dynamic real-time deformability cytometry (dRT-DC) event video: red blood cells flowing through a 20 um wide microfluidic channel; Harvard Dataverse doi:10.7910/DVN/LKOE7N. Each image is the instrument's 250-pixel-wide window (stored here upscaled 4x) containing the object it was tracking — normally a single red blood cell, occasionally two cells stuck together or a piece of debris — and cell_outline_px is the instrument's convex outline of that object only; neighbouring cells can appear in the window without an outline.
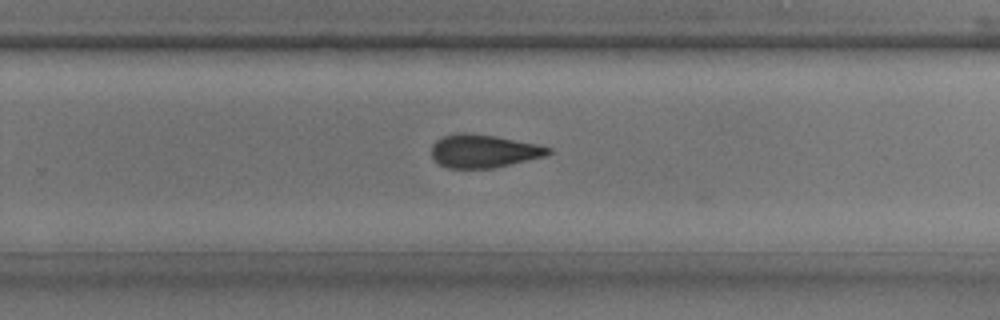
{"species": "common noctule bat (a hibernating species)", "species_latin": "Nyctalus noctula", "temperature_condition": "room temperature", "stored_images_in_passage": 24, "camera_frame_rate_fps": 3000, "um_per_image_px": 0.085, "animal": {"sex": "male", "body_mass_g": 17.9, "forearm_length_mm": 54.2}, "frame": {"image": 1, "passage_image": 23, "time_ms": 7.333, "image_size_px": [1000, 320], "cell_outline_px": [[552, 152], [544, 156], [492, 168], [448, 168], [440, 164], [432, 156], [432, 144], [436, 140], [444, 136], [456, 132], [464, 132], [496, 136], [536, 144], [552, 148]], "centroid_in_image_um": [41.08, 12.83], "position_along_channel_um": 288.7, "area_um2": 22.37}}